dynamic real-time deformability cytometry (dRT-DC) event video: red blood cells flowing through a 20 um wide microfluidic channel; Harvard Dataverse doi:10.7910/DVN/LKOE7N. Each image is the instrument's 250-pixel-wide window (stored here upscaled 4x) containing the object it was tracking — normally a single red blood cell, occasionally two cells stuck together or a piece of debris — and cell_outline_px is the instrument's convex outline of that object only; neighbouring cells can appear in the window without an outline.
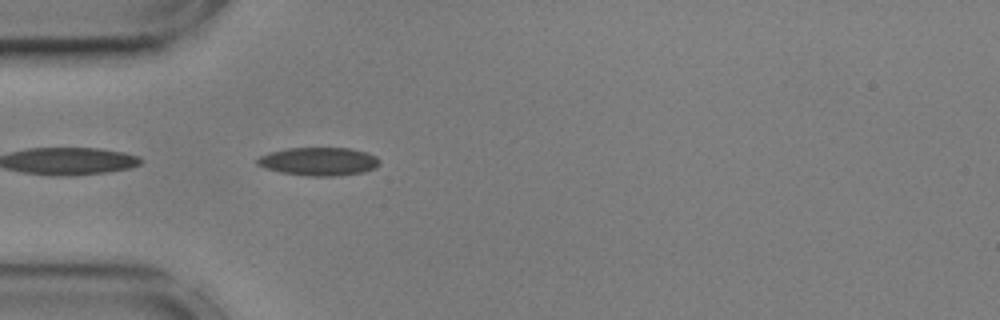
{"species": "common noctule bat (a hibernating species)", "species_latin": "Nyctalus noctula", "temperature_condition": "cold", "stored_images_in_passage": 10, "camera_frame_rate_fps": 3000, "um_per_image_px": 0.085, "animal": {"sex": "male", "body_mass_g": 17.9, "forearm_length_mm": 54.2}, "frame": {"image": 1, "passage_image": 2, "time_ms": 0.333, "image_size_px": [1000, 320], "cell_outline_px": [[380, 164], [376, 168], [364, 172], [336, 176], [304, 176], [280, 172], [264, 168], [256, 164], [256, 160], [260, 156], [268, 152], [288, 148], [348, 148], [364, 152], [376, 156], [380, 160]], "centroid_in_image_um": [27.08, 13.73], "position_along_channel_um": 57.9, "area_um2": 20.29}}